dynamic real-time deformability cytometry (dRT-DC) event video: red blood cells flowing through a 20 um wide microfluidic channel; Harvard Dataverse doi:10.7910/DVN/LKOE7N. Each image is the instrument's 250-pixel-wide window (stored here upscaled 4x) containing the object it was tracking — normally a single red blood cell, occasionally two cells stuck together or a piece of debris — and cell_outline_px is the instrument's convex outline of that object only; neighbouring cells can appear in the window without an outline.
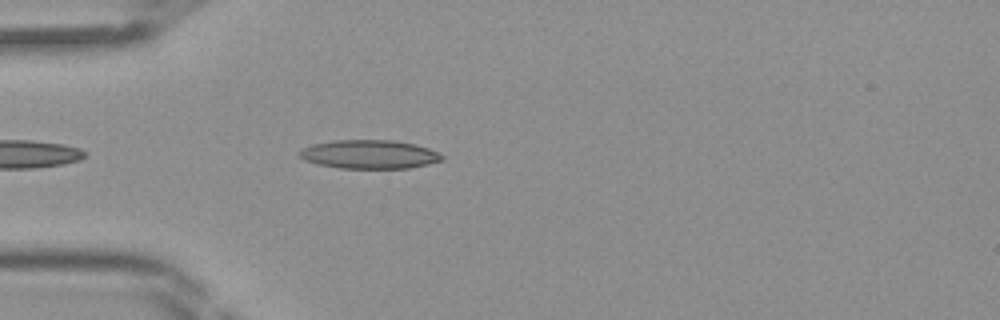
{"species": "Egyptian fruit bat (a non-hibernating species)", "species_latin": "Rousettus aegyptiacus", "temperature_condition": "room temperature", "stored_images_in_passage": 24, "camera_frame_rate_fps": 3000, "um_per_image_px": 0.085, "frame": {"image": 1, "passage_image": 3, "time_ms": 0.667, "image_size_px": [1000, 320], "cell_outline_px": [[444, 160], [428, 164], [408, 168], [340, 168], [316, 164], [304, 160], [296, 156], [296, 152], [300, 148], [312, 144], [332, 140], [392, 140], [416, 144], [428, 148], [444, 156]], "centroid_in_image_um": [31.32, 13.11], "position_along_channel_um": 53.7, "area_um2": 24.16}}
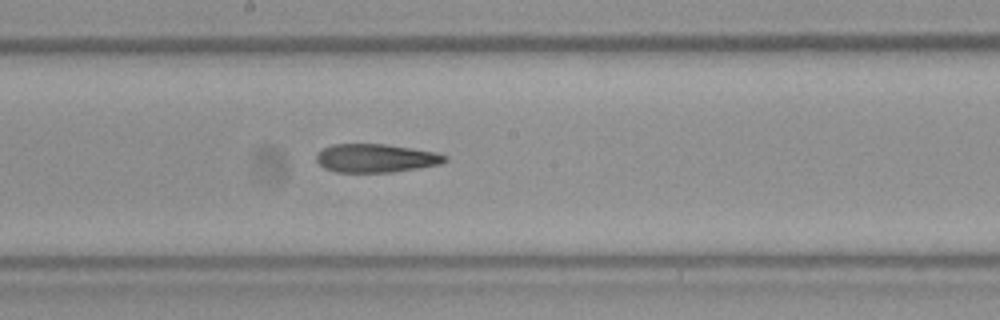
{"frame": {"image": 2, "passage_image": 14, "time_ms": 4.333, "image_size_px": [1000, 320], "cell_outline_px": [[448, 160], [440, 164], [420, 168], [392, 172], [336, 172], [324, 168], [316, 160], [316, 156], [324, 148], [332, 144], [384, 144], [412, 148], [436, 152], [448, 156]], "centroid_in_image_um": [31.98, 13.44], "position_along_channel_um": 216.2, "area_um2": 21.33}}
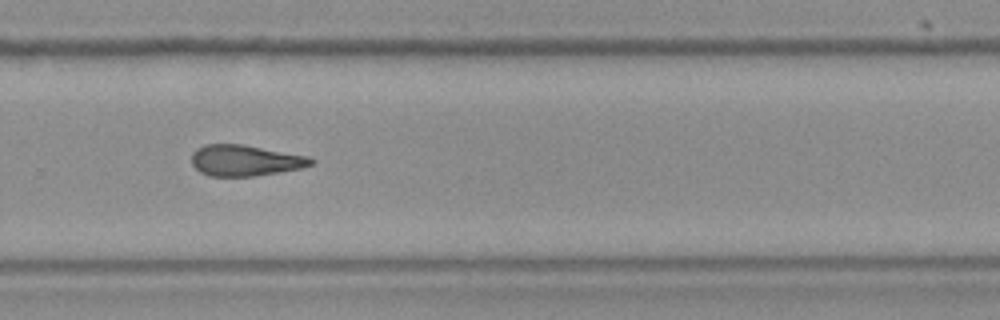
{"frame": {"image": 3, "passage_image": 20, "time_ms": 6.333, "image_size_px": [1000, 320], "cell_outline_px": [[316, 164], [304, 168], [256, 176], [208, 176], [200, 172], [192, 164], [192, 152], [196, 148], [204, 144], [240, 144], [308, 156], [316, 160]], "centroid_in_image_um": [20.87, 13.64], "position_along_channel_um": 308.9, "area_um2": 21.79}}